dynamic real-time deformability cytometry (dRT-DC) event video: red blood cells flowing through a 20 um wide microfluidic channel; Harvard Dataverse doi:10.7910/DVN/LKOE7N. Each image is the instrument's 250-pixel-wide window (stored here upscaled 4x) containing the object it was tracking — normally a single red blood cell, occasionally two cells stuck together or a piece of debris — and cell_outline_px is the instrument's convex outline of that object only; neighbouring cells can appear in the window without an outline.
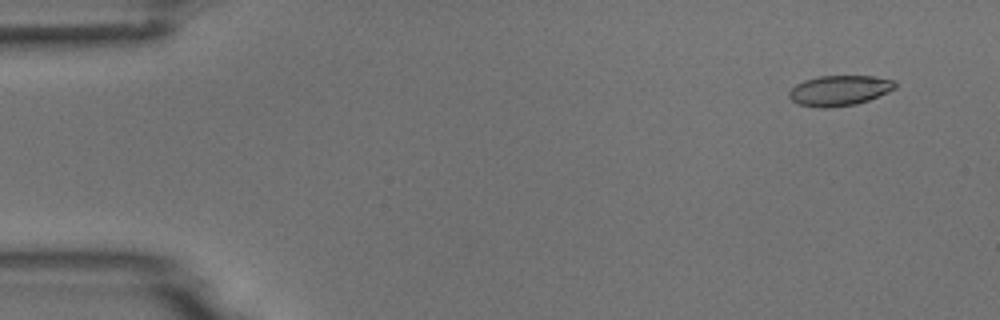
{"species": "common noctule bat (a hibernating species)", "species_latin": "Nyctalus noctula", "temperature_condition": "room temperature", "stored_images_in_passage": 6, "camera_frame_rate_fps": 3000, "um_per_image_px": 0.085, "animal": {"sex": "male", "body_mass_g": 18.8}, "frame": {"image": 1, "passage_image": 1, "time_ms": 0.0, "image_size_px": [1000, 320], "cell_outline_px": [[896, 88], [888, 92], [868, 100], [856, 104], [828, 108], [820, 108], [800, 104], [792, 100], [788, 96], [788, 92], [796, 84], [804, 80], [820, 76], [872, 76], [896, 80]], "centroid_in_image_um": [71.36, 7.69], "position_along_channel_um": 13.6, "area_um2": 18.73}}
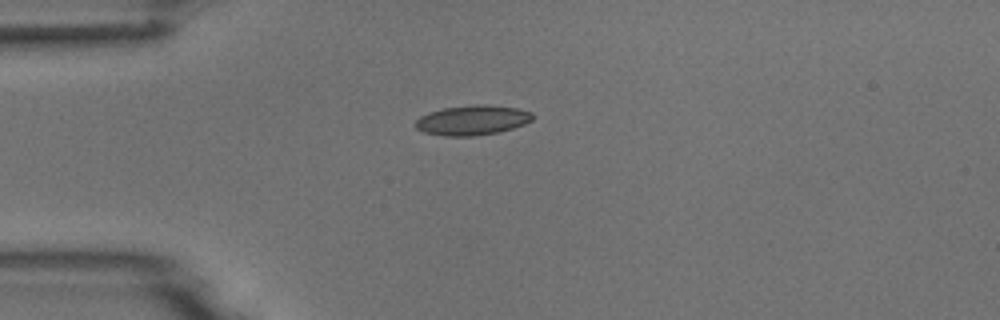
{"frame": {"image": 2, "passage_image": 4, "time_ms": 3.333, "image_size_px": [1000, 320], "cell_outline_px": [[536, 116], [532, 120], [524, 124], [500, 132], [472, 136], [444, 136], [424, 132], [416, 128], [416, 120], [420, 116], [428, 112], [444, 108], [476, 104], [488, 104], [516, 108], [532, 112]], "centroid_in_image_um": [40.17, 10.21], "position_along_channel_um": 44.8, "area_um2": 20.46}}
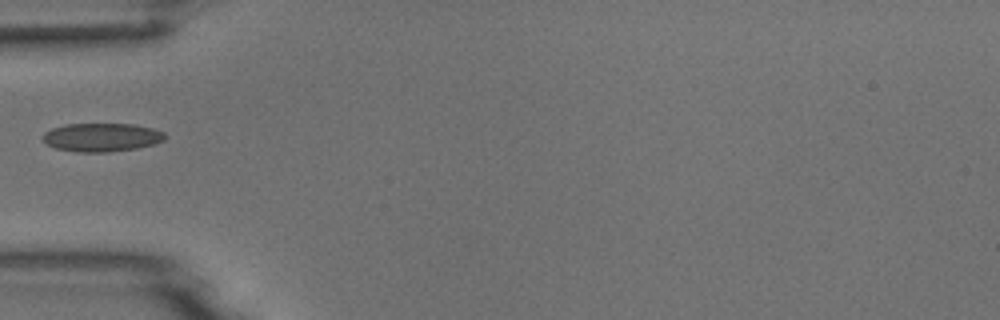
{"frame": {"image": 3, "passage_image": 5, "time_ms": 4.667, "image_size_px": [1000, 320], "cell_outline_px": [[164, 140], [156, 144], [136, 148], [108, 152], [76, 152], [56, 148], [48, 144], [40, 136], [44, 132], [52, 128], [64, 124], [132, 124], [152, 128], [164, 132]], "centroid_in_image_um": [8.62, 11.67], "position_along_channel_um": 76.4, "area_um2": 20.29}}